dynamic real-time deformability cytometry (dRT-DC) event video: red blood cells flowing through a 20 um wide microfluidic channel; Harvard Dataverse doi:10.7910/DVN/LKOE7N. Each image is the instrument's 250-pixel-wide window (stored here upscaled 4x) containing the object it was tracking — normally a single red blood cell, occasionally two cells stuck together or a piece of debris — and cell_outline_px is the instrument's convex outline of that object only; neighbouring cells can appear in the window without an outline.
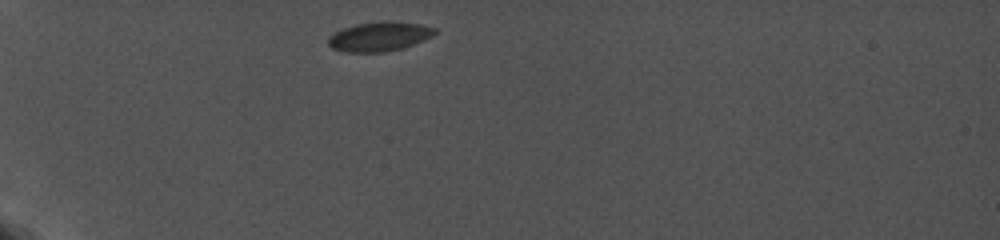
{"species": "common noctule bat (a hibernating species)", "species_latin": "Nyctalus noctula", "temperature_condition": "cold", "stored_images_in_passage": 35, "camera_frame_rate_fps": 5000, "um_per_image_px": 0.085, "animal": {"sex": "female", "body_mass_g": 19.0, "forearm_length_mm": 56.7}, "frame": {"image": 1, "passage_image": 1, "time_ms": 0.0, "image_size_px": [1000, 240], "cell_outline_px": [[436, 32], [432, 36], [424, 40], [400, 48], [384, 52], [344, 52], [332, 48], [328, 44], [328, 36], [344, 28], [356, 24], [420, 24], [436, 28]], "centroid_in_image_um": [32.19, 3.16], "position_along_channel_um": 52.8, "area_um2": 17.22}}
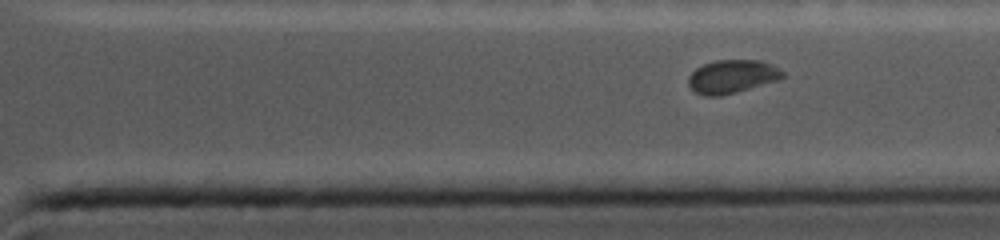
{"frame": {"image": 2, "passage_image": 24, "time_ms": 9.0, "image_size_px": [1000, 240], "cell_outline_px": [[784, 76], [780, 80], [720, 96], [704, 96], [696, 92], [688, 84], [688, 76], [696, 68], [704, 64], [716, 60], [760, 60], [772, 64], [780, 68], [784, 72]], "centroid_in_image_um": [62.25, 6.5], "position_along_channel_um": 349.1, "area_um2": 18.38}}
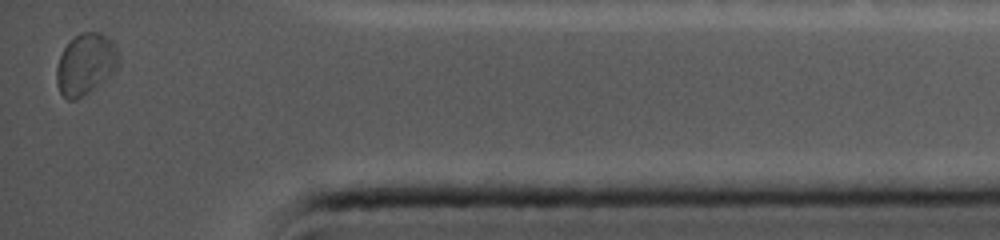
{"frame": {"image": 3, "passage_image": 35, "time_ms": 11.4, "image_size_px": [1000, 240], "cell_outline_px": [[120, 56], [116, 68], [96, 88], [72, 100], [68, 100], [60, 92], [56, 84], [56, 68], [60, 56], [64, 48], [80, 32], [100, 32], [108, 36], [112, 40]], "centroid_in_image_um": [7.28, 5.43], "position_along_channel_um": 427.9, "area_um2": 21.96}}